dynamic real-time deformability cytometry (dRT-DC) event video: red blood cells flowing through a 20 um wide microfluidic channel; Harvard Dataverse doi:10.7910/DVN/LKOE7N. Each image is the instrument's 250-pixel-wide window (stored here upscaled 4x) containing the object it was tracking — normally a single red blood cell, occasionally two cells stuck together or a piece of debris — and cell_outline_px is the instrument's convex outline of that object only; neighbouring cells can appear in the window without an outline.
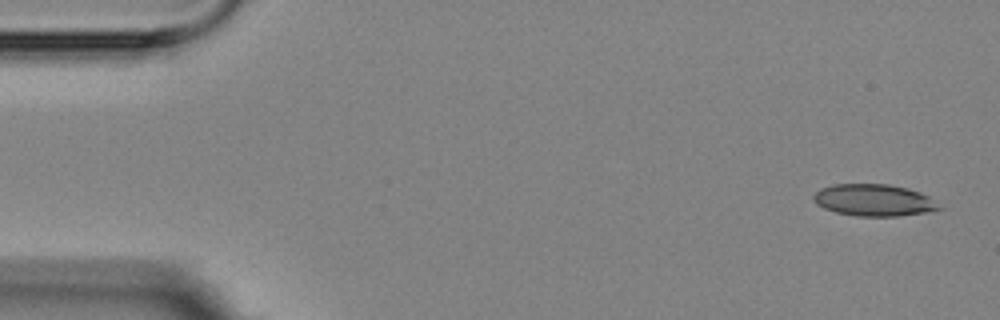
{"species": "Egyptian fruit bat (a non-hibernating species)", "species_latin": "Rousettus aegyptiacus", "temperature_condition": "room temperature", "stored_images_in_passage": 4, "camera_frame_rate_fps": 3000, "um_per_image_px": 0.085, "animal": {"sex": "female"}, "frame": {"image": 1, "passage_image": 1, "time_ms": 0.0, "image_size_px": [1000, 320], "cell_outline_px": [[944, 208], [924, 212], [896, 216], [856, 216], [836, 212], [824, 208], [816, 204], [812, 200], [812, 196], [820, 188], [832, 184], [888, 184], [908, 188], [920, 192], [928, 196]], "centroid_in_image_um": [74.24, 17.0], "position_along_channel_um": 10.8, "area_um2": 23.35}}
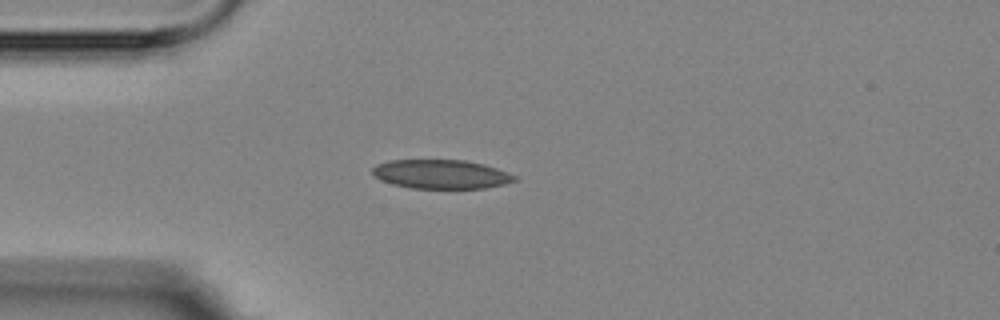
{"frame": {"image": 2, "passage_image": 4, "time_ms": 4.0, "image_size_px": [1000, 320], "cell_outline_px": [[516, 180], [504, 184], [484, 188], [412, 188], [392, 184], [376, 176], [372, 172], [372, 168], [376, 164], [388, 160], [468, 160], [484, 164], [496, 168], [516, 176]], "centroid_in_image_um": [37.49, 14.8], "position_along_channel_um": 47.5, "area_um2": 23.87}}